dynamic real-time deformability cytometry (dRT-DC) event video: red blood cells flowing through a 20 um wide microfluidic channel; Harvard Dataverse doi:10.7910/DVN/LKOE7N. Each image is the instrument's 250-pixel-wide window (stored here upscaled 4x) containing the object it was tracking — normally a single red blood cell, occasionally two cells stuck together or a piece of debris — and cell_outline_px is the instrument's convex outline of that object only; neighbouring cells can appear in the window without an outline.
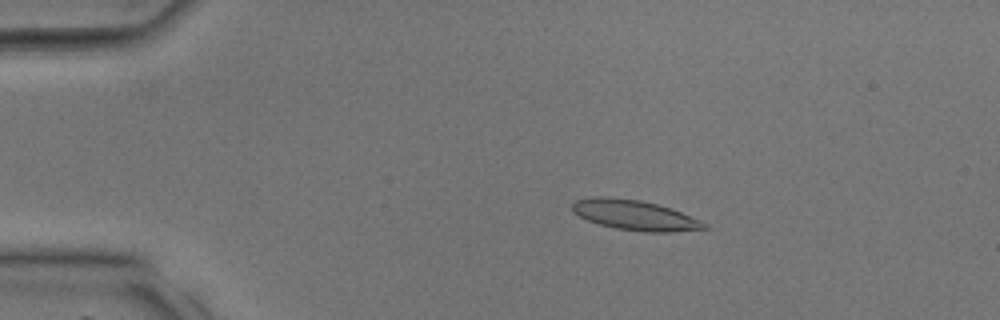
{"species": "common noctule bat (a hibernating species)", "species_latin": "Nyctalus noctula", "temperature_condition": "room temperature", "stored_images_in_passage": 38, "camera_frame_rate_fps": 3000, "um_per_image_px": 0.085, "animal": {"sex": "male", "body_mass_g": 17.9, "forearm_length_mm": 54.2}, "frame": {"image": 1, "passage_image": 8, "time_ms": 2.333, "image_size_px": [1000, 320], "cell_outline_px": [[708, 228], [672, 232], [644, 232], [616, 228], [600, 224], [588, 220], [572, 212], [572, 204], [576, 200], [592, 196], [604, 196], [640, 200], [672, 208], [700, 220], [708, 224]], "centroid_in_image_um": [53.96, 18.28], "position_along_channel_um": 31.0, "area_um2": 23.12}}
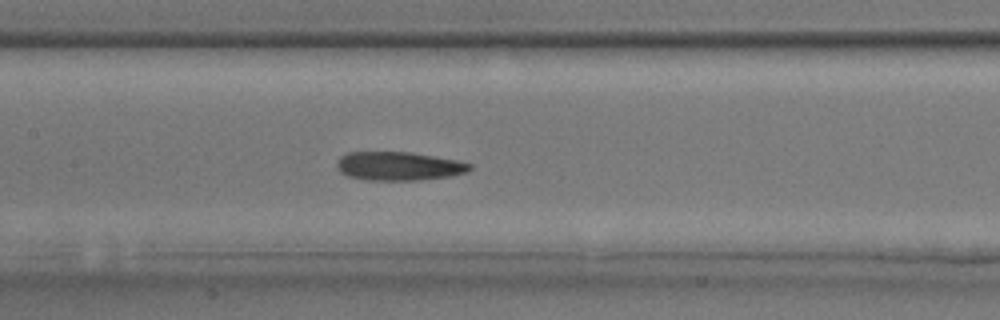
{"frame": {"image": 2, "passage_image": 19, "time_ms": 6.0, "image_size_px": [1000, 320], "cell_outline_px": [[472, 168], [468, 172], [452, 176], [416, 180], [368, 180], [348, 176], [340, 172], [336, 168], [336, 160], [340, 156], [348, 152], [412, 152], [456, 160], [472, 164]], "centroid_in_image_um": [33.88, 14.12], "position_along_channel_um": 173.5, "area_um2": 22.37}}
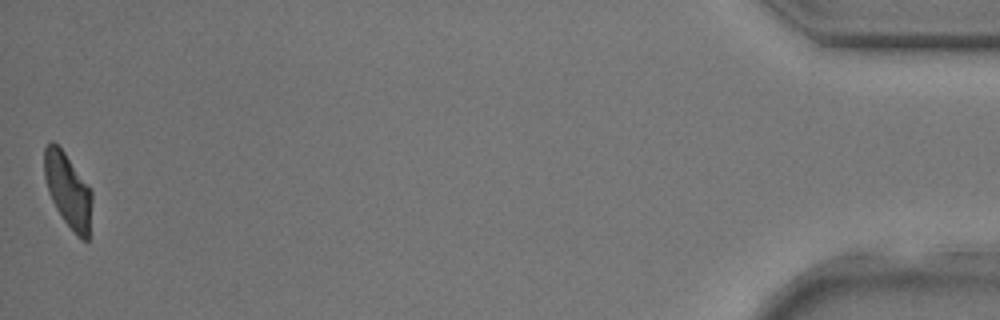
{"frame": {"image": 3, "passage_image": 38, "time_ms": 12.333, "image_size_px": [1000, 320], "cell_outline_px": [[92, 200], [88, 240], [80, 240], [64, 220], [56, 208], [48, 192], [44, 176], [44, 148], [48, 140], [52, 140], [64, 152], [92, 192]], "centroid_in_image_um": [5.76, 16.17], "position_along_channel_um": 429.4, "area_um2": 20.4}}